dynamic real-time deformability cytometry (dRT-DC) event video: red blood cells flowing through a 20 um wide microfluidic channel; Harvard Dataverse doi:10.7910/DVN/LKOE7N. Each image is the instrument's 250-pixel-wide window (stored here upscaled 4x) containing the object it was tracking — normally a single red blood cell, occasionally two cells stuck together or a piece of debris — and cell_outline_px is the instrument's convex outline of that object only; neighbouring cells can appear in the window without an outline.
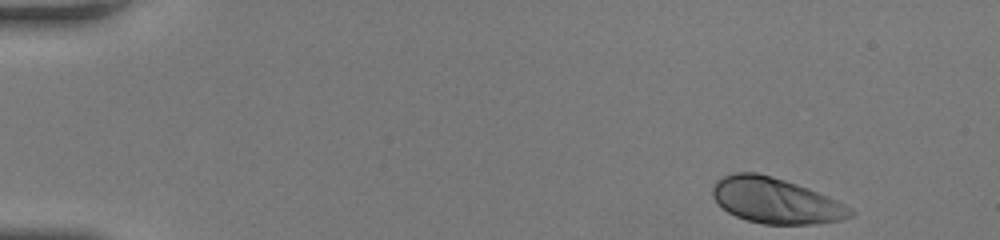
{"species": "human", "species_latin": "Homo sapiens", "temperature_condition": "room temperature", "stored_images_in_passage": 47, "camera_frame_rate_fps": 3000, "um_per_image_px": 0.085, "donor": {"sex": "female"}, "frame": {"image": 1, "passage_image": 1, "time_ms": 0.0, "image_size_px": [1000, 240], "cell_outline_px": [[856, 212], [852, 216], [840, 220], [816, 224], [764, 224], [748, 220], [736, 216], [728, 212], [716, 204], [712, 196], [712, 188], [716, 180], [724, 176], [736, 172], [756, 172], [784, 180], [808, 188], [836, 200], [852, 208]], "centroid_in_image_um": [65.91, 17.06], "position_along_channel_um": 19.1, "area_um2": 36.53}}
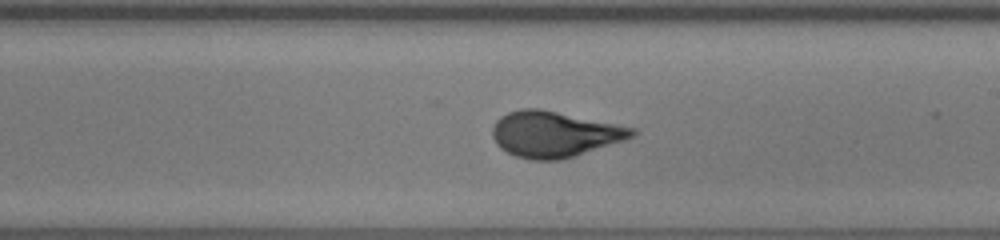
{"frame": {"image": 2, "passage_image": 27, "time_ms": 8.667, "image_size_px": [1000, 240], "cell_outline_px": [[636, 136], [624, 140], [560, 160], [528, 160], [516, 156], [500, 148], [496, 144], [492, 136], [492, 128], [496, 120], [500, 116], [508, 112], [524, 108], [540, 108], [636, 128]], "centroid_in_image_um": [47.09, 11.4], "position_along_channel_um": 241.9, "area_um2": 37.22}}
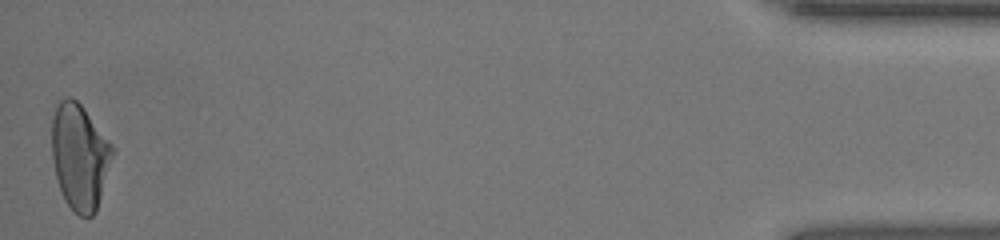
{"frame": {"image": 3, "passage_image": 47, "time_ms": 15.333, "image_size_px": [1000, 240], "cell_outline_px": [[112, 156], [96, 212], [92, 216], [80, 216], [64, 200], [56, 176], [52, 160], [52, 116], [56, 104], [64, 96], [72, 96], [84, 108], [112, 144]], "centroid_in_image_um": [6.74, 13.26], "position_along_channel_um": 428.5, "area_um2": 37.11}, "authors_computed_cell_mechanics": {"area_um2": 36.2984, "velocity_mm_per_s": 4.0824, "shape_relaxation_time_tau1_ms": 6.7578, "shape_relaxation_time_tau2_ms": null, "deformation_change_tau1": 0.2658, "deformation_change_tau2": null}}